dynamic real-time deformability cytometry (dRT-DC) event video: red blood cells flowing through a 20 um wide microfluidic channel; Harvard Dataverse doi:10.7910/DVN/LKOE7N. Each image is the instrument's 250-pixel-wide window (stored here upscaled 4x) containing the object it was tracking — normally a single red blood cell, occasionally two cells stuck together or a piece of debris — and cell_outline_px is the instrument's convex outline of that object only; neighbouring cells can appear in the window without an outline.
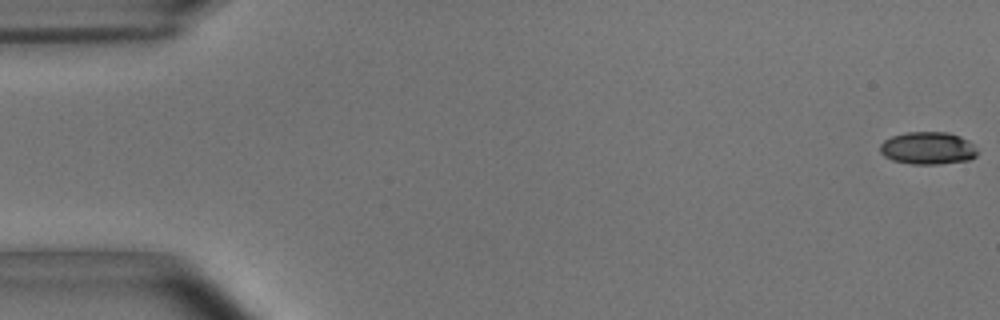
{"species": "common noctule bat (a hibernating species)", "species_latin": "Nyctalus noctula", "temperature_condition": "room temperature", "stored_images_in_passage": 54, "camera_frame_rate_fps": 3000, "um_per_image_px": 0.085, "animal": {"sex": "male", "body_mass_g": 15.6}, "frame": {"image": 1, "passage_image": 1, "time_ms": 0.0, "image_size_px": [1000, 320], "cell_outline_px": [[976, 156], [968, 160], [940, 164], [912, 164], [892, 160], [884, 156], [880, 152], [880, 144], [884, 140], [892, 136], [908, 132], [948, 132], [960, 136], [968, 140], [976, 148]], "centroid_in_image_um": [78.85, 12.59], "position_along_channel_um": 6.1, "area_um2": 18.44}}
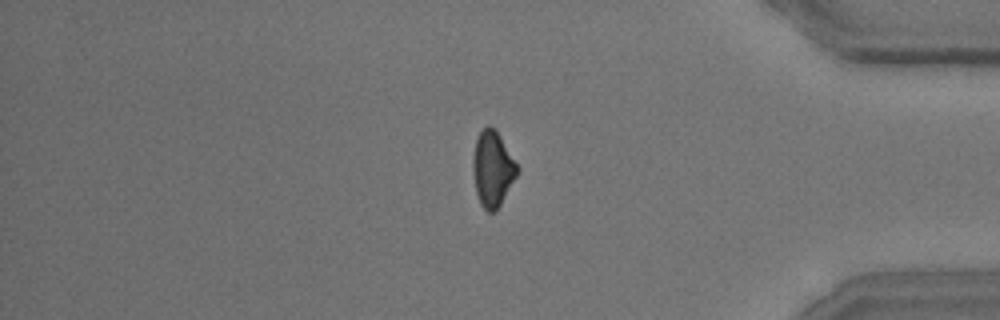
{"frame": {"image": 2, "passage_image": 46, "time_ms": 15.0, "image_size_px": [1000, 320], "cell_outline_px": [[520, 168], [516, 176], [496, 212], [488, 212], [480, 204], [476, 192], [472, 172], [472, 160], [476, 140], [480, 132], [488, 124], [496, 128]], "centroid_in_image_um": [41.87, 14.33], "position_along_channel_um": 393.3, "area_um2": 19.65}}
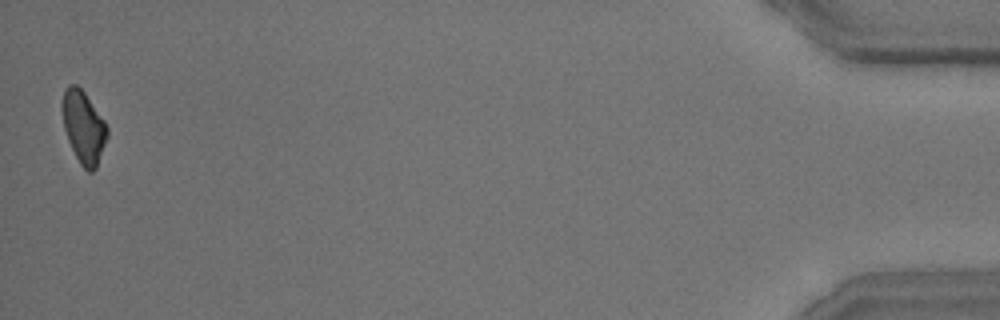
{"frame": {"image": 3, "passage_image": 54, "time_ms": 17.667, "image_size_px": [1000, 320], "cell_outline_px": [[108, 136], [96, 168], [92, 172], [88, 172], [80, 164], [68, 140], [64, 128], [60, 104], [64, 92], [68, 84], [76, 84], [84, 92], [104, 120], [108, 128]], "centroid_in_image_um": [7.09, 10.79], "position_along_channel_um": 428.1, "area_um2": 18.96}, "authors_computed_cell_mechanics": {"area_um2": 19.652, "velocity_mm_per_s": 3.7002, "shape_relaxation_time_tau1_ms": 5.5948, "shape_relaxation_time_tau2_ms": 6.3864, "deformation_change_tau1": 0.1515, "deformation_change_tau2": 0.13}}